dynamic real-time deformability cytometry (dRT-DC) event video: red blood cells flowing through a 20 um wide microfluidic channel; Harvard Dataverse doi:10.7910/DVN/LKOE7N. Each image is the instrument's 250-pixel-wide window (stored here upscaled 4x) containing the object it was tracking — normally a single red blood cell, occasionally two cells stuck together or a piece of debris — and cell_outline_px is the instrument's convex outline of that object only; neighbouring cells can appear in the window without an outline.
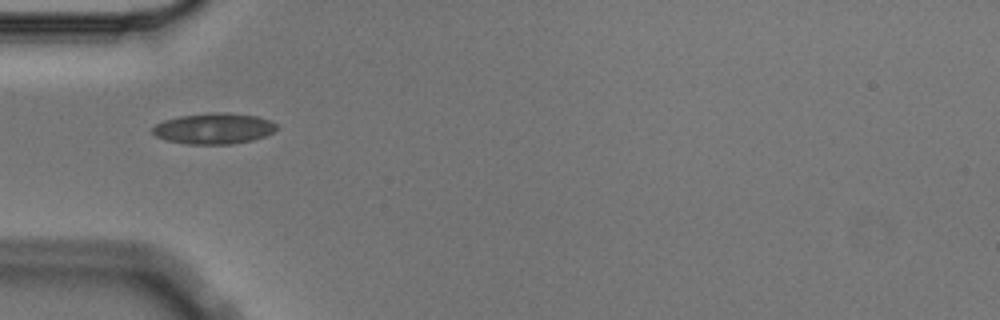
{"species": "Egyptian fruit bat (a non-hibernating species)", "species_latin": "Rousettus aegyptiacus", "temperature_condition": "cold", "stored_images_in_passage": 1, "camera_frame_rate_fps": 3000, "um_per_image_px": 0.085, "animal": {"sex": "male"}, "frame": {"image": 1, "passage_image": 1, "time_ms": 0.0, "image_size_px": [1000, 320], "cell_outline_px": [[280, 128], [264, 136], [252, 140], [232, 144], [188, 144], [168, 140], [156, 136], [152, 132], [152, 128], [156, 124], [164, 120], [180, 116], [208, 112], [228, 112], [256, 116], [268, 120], [276, 124]], "centroid_in_image_um": [18.18, 10.91], "position_along_channel_um": 66.8, "area_um2": 22.31}}